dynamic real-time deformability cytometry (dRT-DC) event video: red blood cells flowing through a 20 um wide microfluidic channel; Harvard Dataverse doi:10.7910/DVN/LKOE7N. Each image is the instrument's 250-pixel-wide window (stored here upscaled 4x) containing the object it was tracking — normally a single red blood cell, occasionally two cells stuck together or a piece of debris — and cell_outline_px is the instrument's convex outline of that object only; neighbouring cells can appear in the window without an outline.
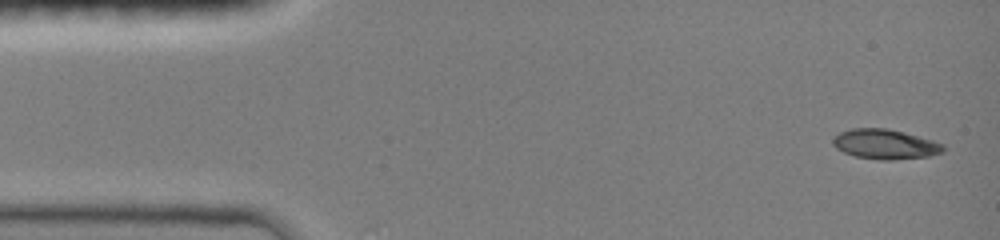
{"species": "common noctule bat (a hibernating species)", "species_latin": "Nyctalus noctula", "temperature_condition": "room temperature", "stored_images_in_passage": 39, "camera_frame_rate_fps": 3000, "um_per_image_px": 0.085, "animal": {"sex": "female", "body_mass_g": 19.0, "forearm_length_mm": 51.5}, "frame": {"image": 1, "passage_image": 1, "time_ms": 0.0, "image_size_px": [1000, 240], "cell_outline_px": [[944, 152], [928, 156], [892, 160], [880, 160], [856, 156], [844, 152], [836, 148], [832, 144], [832, 136], [840, 132], [852, 128], [888, 128], [904, 132], [932, 140], [944, 144]], "centroid_in_image_um": [75.21, 12.25], "position_along_channel_um": 9.8, "area_um2": 19.25}}
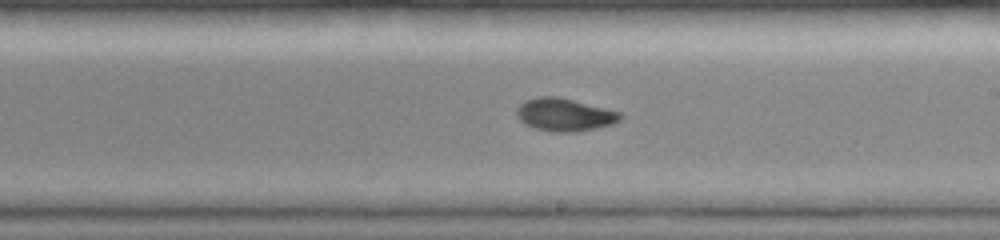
{"frame": {"image": 2, "passage_image": 22, "time_ms": 8.333, "image_size_px": [1000, 240], "cell_outline_px": [[624, 116], [620, 120], [612, 124], [596, 128], [576, 132], [552, 132], [536, 128], [524, 124], [516, 116], [516, 108], [524, 100], [536, 96], [556, 96], [620, 112]], "centroid_in_image_um": [47.95, 9.75], "position_along_channel_um": 241.1, "area_um2": 19.83}}
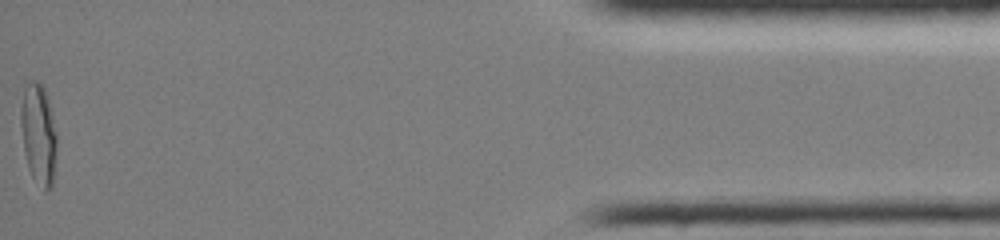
{"frame": {"image": 3, "passage_image": 39, "time_ms": 15.0, "image_size_px": [1000, 240], "cell_outline_px": [[56, 148], [52, 188], [44, 192], [32, 176], [28, 168], [24, 152], [20, 124], [20, 108], [24, 84], [32, 80], [36, 80], [44, 88], [52, 116], [56, 132]], "centroid_in_image_um": [3.24, 11.4], "position_along_channel_um": 432.0, "area_um2": 21.21}, "authors_computed_cell_mechanics": {"area_um2": 19.3052, "velocity_mm_per_s": 4.0792, "shape_relaxation_time_tau1_ms": null, "shape_relaxation_time_tau2_ms": 1.6511, "deformation_change_tau1": null, "deformation_change_tau2": 0.043}}